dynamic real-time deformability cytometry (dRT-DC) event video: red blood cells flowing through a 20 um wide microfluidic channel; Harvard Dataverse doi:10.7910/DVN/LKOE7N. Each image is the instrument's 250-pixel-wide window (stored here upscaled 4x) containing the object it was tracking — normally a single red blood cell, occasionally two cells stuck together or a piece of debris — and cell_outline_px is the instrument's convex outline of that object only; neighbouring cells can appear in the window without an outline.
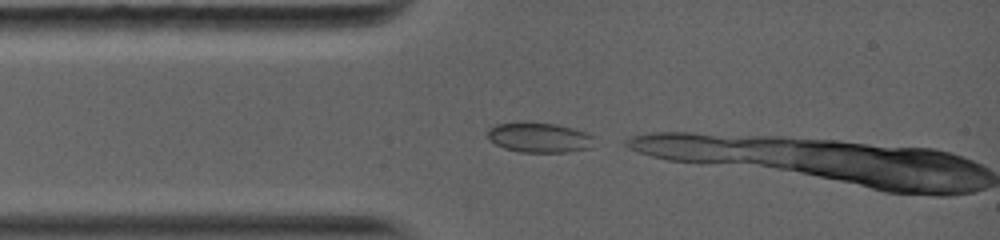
{"species": "common noctule bat (a hibernating species)", "species_latin": "Nyctalus noctula", "temperature_condition": "warm", "stored_images_in_passage": 3, "camera_frame_rate_fps": 5000, "um_per_image_px": 0.085, "animal": {"sex": "female", "body_mass_g": 19.0, "forearm_length_mm": 56.7}, "frame": {"image": 1, "passage_image": 1, "time_ms": 0.0, "image_size_px": [1000, 240], "cell_outline_px": [[592, 136], [588, 148], [568, 152], [520, 152], [504, 148], [488, 140], [488, 128], [496, 124], [520, 120], [556, 124], [572, 128], [584, 132]], "centroid_in_image_um": [45.72, 11.66], "position_along_channel_um": 39.3, "area_um2": 18.73}}